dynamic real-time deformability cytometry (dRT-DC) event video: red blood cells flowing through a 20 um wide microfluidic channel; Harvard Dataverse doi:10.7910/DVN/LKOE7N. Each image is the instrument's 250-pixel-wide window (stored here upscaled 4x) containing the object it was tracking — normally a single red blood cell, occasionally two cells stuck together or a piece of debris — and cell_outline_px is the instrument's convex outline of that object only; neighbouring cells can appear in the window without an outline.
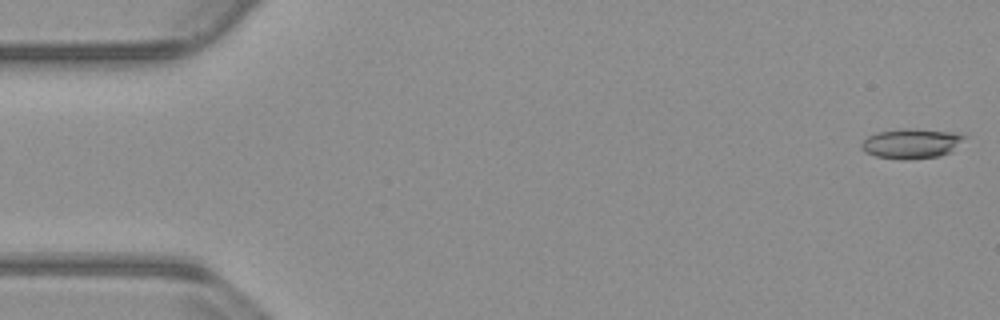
{"species": "common noctule bat (a hibernating species)", "species_latin": "Nyctalus noctula", "temperature_condition": "warm", "stored_images_in_passage": 54, "camera_frame_rate_fps": 3000, "um_per_image_px": 0.085, "animal": {"sex": "male", "body_mass_g": 23.1, "forearm_length_mm": 52.7}, "frame": {"image": 1, "passage_image": 1, "time_ms": 0.0, "image_size_px": [1000, 320], "cell_outline_px": [[968, 136], [952, 152], [940, 156], [904, 160], [900, 160], [876, 156], [864, 152], [860, 148], [860, 144], [868, 136], [876, 132], [904, 128], [912, 128], [960, 132]], "centroid_in_image_um": [77.51, 12.19], "position_along_channel_um": 7.5, "area_um2": 18.44}}
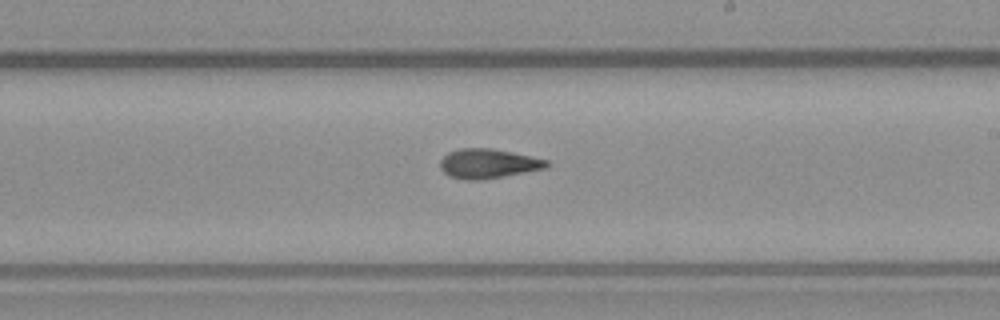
{"frame": {"image": 2, "passage_image": 31, "time_ms": 10.0, "image_size_px": [1000, 320], "cell_outline_px": [[548, 164], [544, 168], [504, 176], [480, 180], [464, 180], [448, 176], [440, 168], [440, 160], [448, 152], [460, 148], [492, 148], [512, 152], [548, 160]], "centroid_in_image_um": [41.43, 13.9], "position_along_channel_um": 247.6, "area_um2": 18.21}}
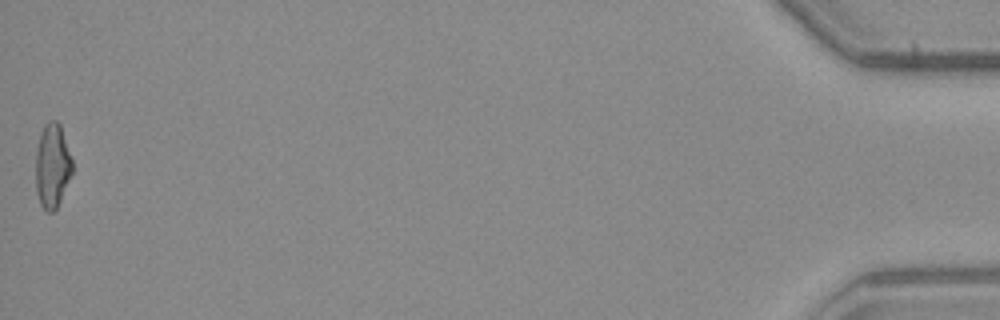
{"frame": {"image": 3, "passage_image": 54, "time_ms": 17.667, "image_size_px": [1000, 320], "cell_outline_px": [[72, 172], [60, 200], [56, 208], [52, 212], [48, 212], [40, 204], [36, 192], [36, 148], [40, 132], [44, 124], [48, 120], [56, 120], [60, 124], [72, 160]], "centroid_in_image_um": [4.42, 14.05], "position_along_channel_um": 430.8, "area_um2": 17.92}, "authors_computed_cell_mechanics": {"area_um2": 17.9758, "velocity_mm_per_s": 3.8122, "shape_relaxation_time_tau1_ms": 9.863, "shape_relaxation_time_tau2_ms": 2.6033, "deformation_change_tau1": 0.2617, "deformation_change_tau2": 0.1047}}